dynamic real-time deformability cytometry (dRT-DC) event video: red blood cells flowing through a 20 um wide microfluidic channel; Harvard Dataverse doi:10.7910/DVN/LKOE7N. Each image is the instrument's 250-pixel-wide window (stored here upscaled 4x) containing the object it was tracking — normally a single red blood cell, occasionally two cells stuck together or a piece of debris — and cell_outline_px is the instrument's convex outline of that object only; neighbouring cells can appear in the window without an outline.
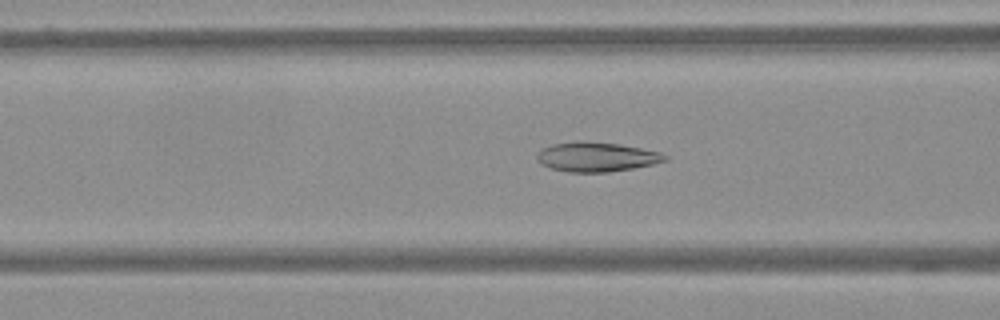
{"species": "Egyptian fruit bat (a non-hibernating species)", "species_latin": "Rousettus aegyptiacus", "temperature_condition": "warm", "stored_images_in_passage": 60, "camera_frame_rate_fps": 3000, "um_per_image_px": 0.085, "frame": {"image": 1, "passage_image": 24, "time_ms": 7.667, "image_size_px": [1000, 320], "cell_outline_px": [[668, 160], [652, 164], [632, 168], [608, 172], [568, 172], [552, 168], [540, 164], [536, 160], [536, 156], [540, 148], [552, 144], [576, 140], [580, 140], [620, 144], [660, 152], [668, 156]], "centroid_in_image_um": [50.65, 13.32], "position_along_channel_um": 115.9, "area_um2": 22.2}}
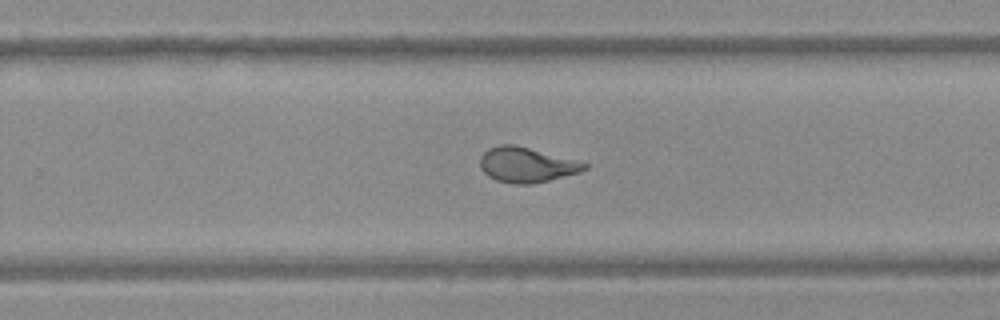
{"frame": {"image": 2, "passage_image": 39, "time_ms": 12.667, "image_size_px": [1000, 320], "cell_outline_px": [[588, 168], [580, 172], [532, 184], [512, 184], [496, 180], [488, 176], [480, 168], [480, 156], [488, 148], [500, 144], [516, 144], [588, 164]], "centroid_in_image_um": [44.7, 14.01], "position_along_channel_um": 285.1, "area_um2": 21.21}}
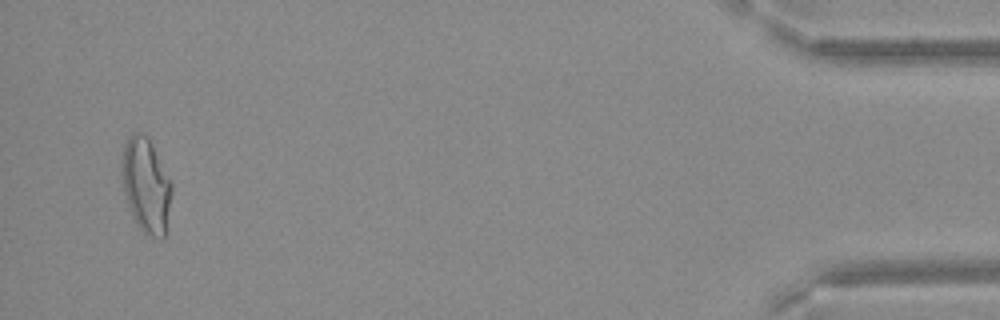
{"frame": {"image": 3, "passage_image": 58, "time_ms": 19.0, "image_size_px": [1000, 320], "cell_outline_px": [[172, 192], [164, 240], [160, 240], [144, 232], [136, 224], [132, 216], [124, 192], [120, 172], [120, 168], [124, 144], [128, 136], [132, 132], [140, 132], [148, 136], [172, 184]], "centroid_in_image_um": [12.39, 15.74], "position_along_channel_um": 422.8, "area_um2": 27.74}}